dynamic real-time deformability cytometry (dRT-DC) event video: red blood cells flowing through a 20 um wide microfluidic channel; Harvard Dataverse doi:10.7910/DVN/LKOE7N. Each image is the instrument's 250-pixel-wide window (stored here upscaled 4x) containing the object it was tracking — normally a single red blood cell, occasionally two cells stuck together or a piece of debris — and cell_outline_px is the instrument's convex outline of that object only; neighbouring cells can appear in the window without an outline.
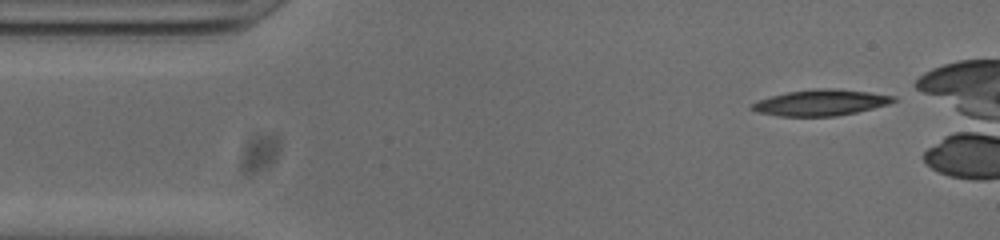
{"species": "common noctule bat (a hibernating species)", "species_latin": "Nyctalus noctula", "temperature_condition": "cold", "stored_images_in_passage": 39, "camera_frame_rate_fps": 3000, "um_per_image_px": 0.085, "animal": {"sex": "male", "body_mass_g": 20.0, "forearm_length_mm": 53.3}, "frame": {"image": 1, "passage_image": 1, "time_ms": 0.0, "image_size_px": [1000, 240], "cell_outline_px": [[896, 100], [888, 104], [856, 112], [836, 116], [776, 116], [756, 112], [748, 108], [752, 104], [760, 100], [772, 96], [788, 92], [816, 88], [832, 88], [868, 92], [896, 96]], "centroid_in_image_um": [69.74, 8.73], "position_along_channel_um": 15.3, "area_um2": 21.33}}
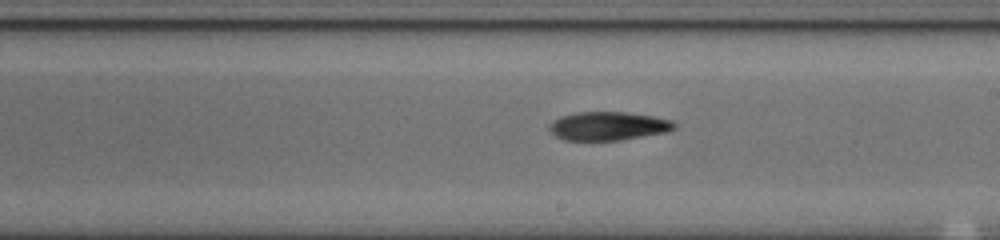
{"frame": {"image": 2, "passage_image": 25, "time_ms": 8.0, "image_size_px": [1000, 240], "cell_outline_px": [[676, 128], [664, 132], [620, 140], [564, 140], [556, 136], [548, 128], [548, 124], [552, 120], [560, 116], [576, 112], [628, 112], [652, 116], [672, 120], [676, 124]], "centroid_in_image_um": [51.66, 10.7], "position_along_channel_um": 237.3, "area_um2": 20.81}}
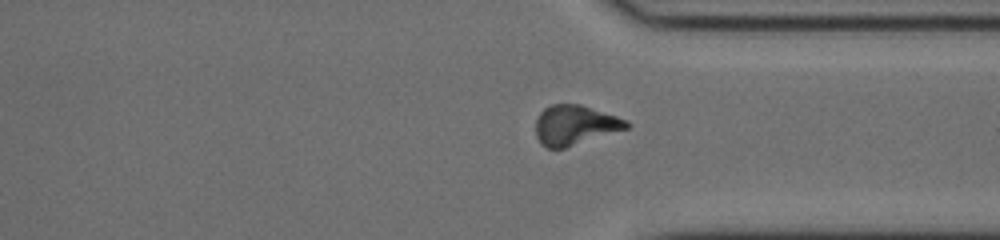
{"frame": {"image": 3, "passage_image": 35, "time_ms": 11.333, "image_size_px": [1000, 240], "cell_outline_px": [[632, 124], [628, 128], [564, 148], [544, 148], [540, 144], [536, 136], [536, 120], [540, 112], [544, 108], [552, 104], [580, 104], [628, 120]], "centroid_in_image_um": [48.85, 10.63], "position_along_channel_um": 362.5, "area_um2": 21.04}}